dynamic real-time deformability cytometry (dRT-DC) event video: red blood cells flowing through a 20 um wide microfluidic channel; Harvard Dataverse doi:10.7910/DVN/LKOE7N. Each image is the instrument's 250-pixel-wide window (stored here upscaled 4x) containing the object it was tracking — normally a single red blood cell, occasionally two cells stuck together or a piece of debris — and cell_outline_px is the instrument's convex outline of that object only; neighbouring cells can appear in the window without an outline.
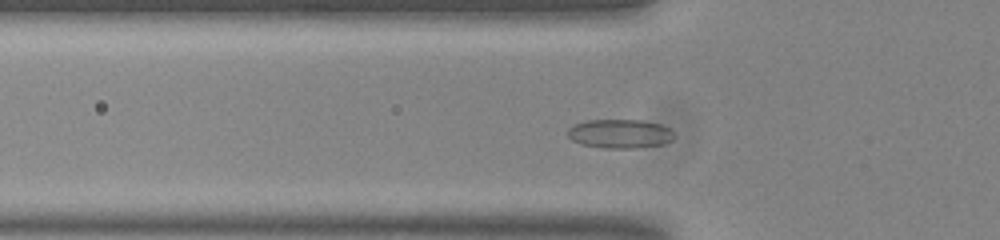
{"species": "common noctule bat (a hibernating species)", "species_latin": "Nyctalus noctula", "temperature_condition": "room temperature", "stored_images_in_passage": 51, "camera_frame_rate_fps": 3000, "um_per_image_px": 0.085, "animal": {"sex": "male", "body_mass_g": 20.0, "forearm_length_mm": 53.3}, "frame": {"image": 1, "passage_image": 14, "time_ms": 4.333, "image_size_px": [1000, 240], "cell_outline_px": [[676, 136], [672, 140], [664, 144], [636, 148], [604, 148], [580, 144], [572, 140], [568, 136], [568, 128], [572, 124], [588, 120], [644, 120], [660, 124], [672, 128], [676, 132]], "centroid_in_image_um": [52.74, 11.36], "position_along_channel_um": 73.1, "area_um2": 18.38}}
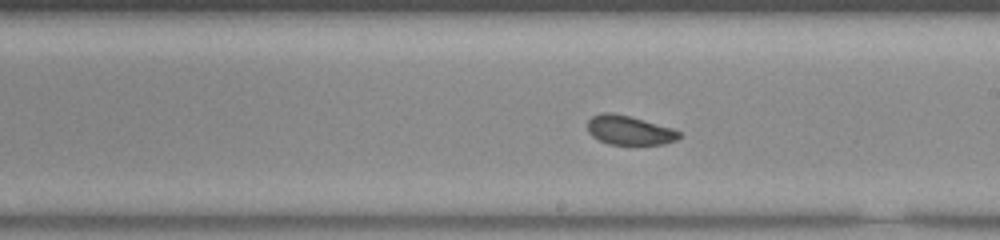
{"frame": {"image": 2, "passage_image": 27, "time_ms": 8.667, "image_size_px": [1000, 240], "cell_outline_px": [[680, 136], [676, 140], [664, 144], [608, 144], [592, 136], [588, 132], [588, 120], [592, 116], [600, 112], [612, 112], [644, 120], [672, 128], [680, 132]], "centroid_in_image_um": [53.46, 11.06], "position_along_channel_um": 235.5, "area_um2": 15.49}}
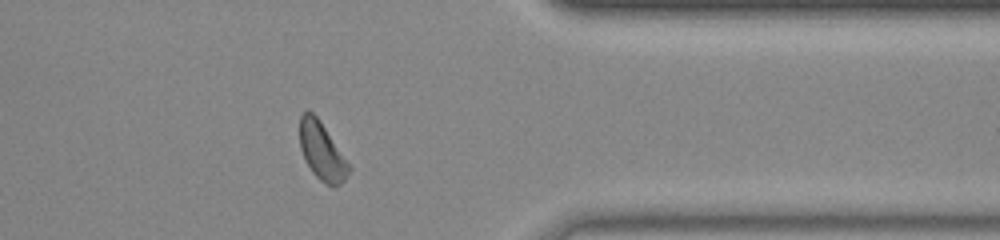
{"frame": {"image": 3, "passage_image": 40, "time_ms": 13.0, "image_size_px": [1000, 240], "cell_outline_px": [[352, 168], [344, 180], [340, 184], [324, 184], [312, 172], [304, 160], [300, 148], [300, 116], [304, 112], [312, 112], [320, 120]], "centroid_in_image_um": [27.35, 12.86], "position_along_channel_um": 384.0, "area_um2": 16.3}, "authors_computed_cell_mechanics": {"area_um2": 16.5886, "velocity_mm_per_s": 3.746, "shape_relaxation_time_tau1_ms": 1.5831, "shape_relaxation_time_tau2_ms": 2.4485, "deformation_change_tau1": 0.0415, "deformation_change_tau2": 0.0664}}